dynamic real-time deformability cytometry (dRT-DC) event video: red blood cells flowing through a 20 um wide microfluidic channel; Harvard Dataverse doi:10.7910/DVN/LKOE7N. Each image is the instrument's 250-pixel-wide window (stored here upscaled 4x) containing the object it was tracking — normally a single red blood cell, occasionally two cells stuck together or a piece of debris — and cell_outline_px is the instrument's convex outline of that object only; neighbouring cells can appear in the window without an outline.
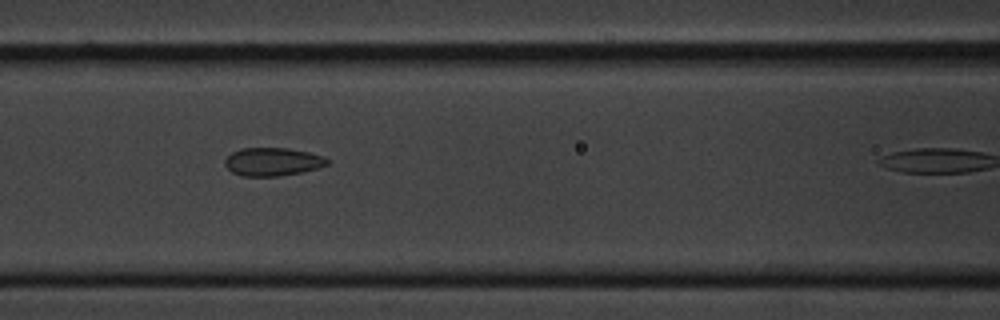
{"species": "common noctule bat (a hibernating species)", "species_latin": "Nyctalus noctula", "temperature_condition": "cold", "stored_images_in_passage": 6, "camera_frame_rate_fps": 3000, "um_per_image_px": 0.085, "animal": {"sex": "male", "body_mass_g": 20.1, "forearm_length_mm": 53.5}, "frame": {"image": 1, "passage_image": 5, "time_ms": 1.333, "image_size_px": [1000, 320], "cell_outline_px": [[328, 164], [320, 168], [280, 176], [240, 176], [232, 172], [224, 164], [224, 160], [232, 152], [240, 148], [288, 148], [308, 152], [324, 156], [328, 160]], "centroid_in_image_um": [23.16, 13.75], "position_along_channel_um": 143.4, "area_um2": 16.88}}